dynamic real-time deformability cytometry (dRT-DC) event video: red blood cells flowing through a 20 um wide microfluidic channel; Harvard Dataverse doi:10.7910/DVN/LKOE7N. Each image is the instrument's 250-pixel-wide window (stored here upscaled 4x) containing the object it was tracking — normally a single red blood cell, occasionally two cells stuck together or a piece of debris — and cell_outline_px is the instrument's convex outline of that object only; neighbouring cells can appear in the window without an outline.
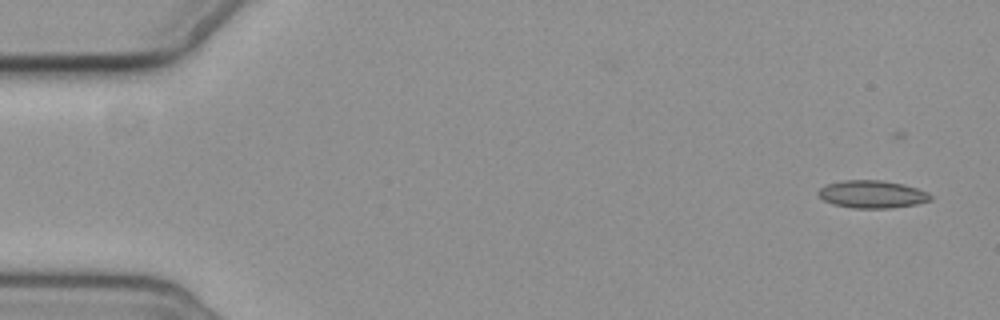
{"species": "common noctule bat (a hibernating species)", "species_latin": "Nyctalus noctula", "temperature_condition": "cold", "stored_images_in_passage": 6, "camera_frame_rate_fps": 3000, "um_per_image_px": 0.085, "animal": {"sex": "female", "body_mass_g": 19.3, "forearm_length_mm": 54.1}, "frame": {"image": 1, "passage_image": 2, "time_ms": 1.0, "image_size_px": [1000, 320], "cell_outline_px": [[932, 200], [916, 204], [888, 208], [852, 208], [832, 204], [816, 196], [816, 192], [820, 188], [828, 184], [844, 180], [884, 180], [904, 184], [928, 192], [932, 196]], "centroid_in_image_um": [74.11, 16.51], "position_along_channel_um": 10.9, "area_um2": 18.21}}
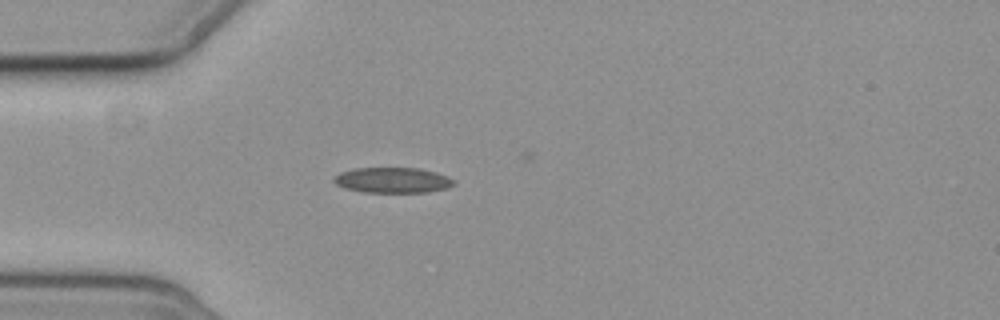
{"frame": {"image": 2, "passage_image": 6, "time_ms": 5.667, "image_size_px": [1000, 320], "cell_outline_px": [[456, 180], [448, 188], [428, 192], [364, 192], [344, 188], [336, 184], [332, 180], [332, 176], [340, 172], [352, 168], [420, 168], [436, 172], [448, 176]], "centroid_in_image_um": [33.35, 15.31], "position_along_channel_um": 51.7, "area_um2": 17.98}}